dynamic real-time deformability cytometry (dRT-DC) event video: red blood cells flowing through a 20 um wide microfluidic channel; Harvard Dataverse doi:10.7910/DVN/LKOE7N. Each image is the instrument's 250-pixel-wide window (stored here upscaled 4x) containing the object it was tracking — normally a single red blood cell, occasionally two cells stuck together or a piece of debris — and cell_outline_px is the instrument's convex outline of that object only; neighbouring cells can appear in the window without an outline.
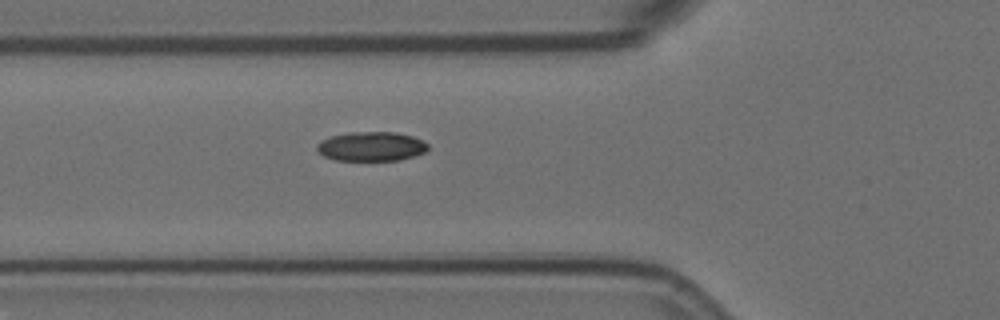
{"species": "Egyptian fruit bat (a non-hibernating species)", "species_latin": "Rousettus aegyptiacus", "temperature_condition": "room temperature", "stored_images_in_passage": 6, "camera_frame_rate_fps": 3000, "um_per_image_px": 0.085, "animal": {"sex": "female"}, "frame": {"image": 1, "passage_image": 6, "time_ms": 1.667, "image_size_px": [1000, 320], "cell_outline_px": [[428, 148], [424, 152], [416, 156], [400, 160], [332, 160], [324, 156], [316, 148], [316, 144], [320, 140], [332, 136], [348, 132], [396, 132], [412, 136], [428, 144]], "centroid_in_image_um": [31.54, 12.44], "position_along_channel_um": 94.3, "area_um2": 19.02}}